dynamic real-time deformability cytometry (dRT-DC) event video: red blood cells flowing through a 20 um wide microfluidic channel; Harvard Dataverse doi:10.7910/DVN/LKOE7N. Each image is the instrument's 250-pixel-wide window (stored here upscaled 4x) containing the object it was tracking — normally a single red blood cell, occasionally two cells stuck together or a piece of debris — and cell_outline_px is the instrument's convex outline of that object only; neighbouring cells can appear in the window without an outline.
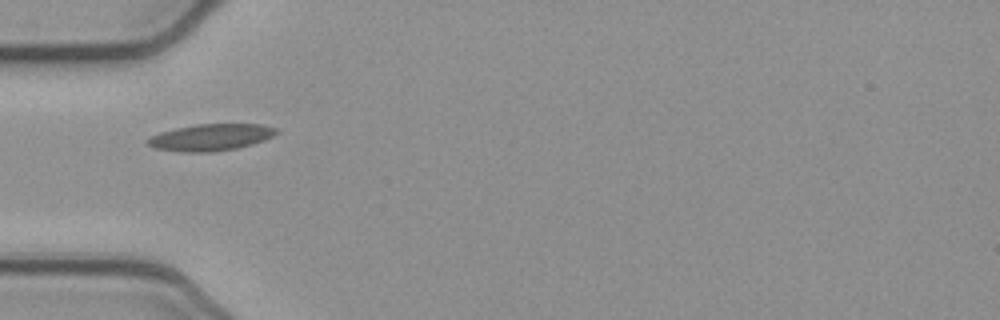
{"species": "common noctule bat (a hibernating species)", "species_latin": "Nyctalus noctula", "temperature_condition": "cold", "stored_images_in_passage": 20, "camera_frame_rate_fps": 3000, "um_per_image_px": 0.085, "animal": {"sex": "female", "body_mass_g": 21.9}, "frame": {"image": 1, "passage_image": 1, "time_ms": 0.0, "image_size_px": [1000, 320], "cell_outline_px": [[280, 132], [264, 140], [252, 144], [236, 148], [212, 152], [180, 152], [156, 148], [148, 144], [144, 140], [148, 136], [160, 132], [176, 128], [196, 124], [260, 124], [276, 128]], "centroid_in_image_um": [17.88, 11.67], "position_along_channel_um": 67.1, "area_um2": 20.11}}